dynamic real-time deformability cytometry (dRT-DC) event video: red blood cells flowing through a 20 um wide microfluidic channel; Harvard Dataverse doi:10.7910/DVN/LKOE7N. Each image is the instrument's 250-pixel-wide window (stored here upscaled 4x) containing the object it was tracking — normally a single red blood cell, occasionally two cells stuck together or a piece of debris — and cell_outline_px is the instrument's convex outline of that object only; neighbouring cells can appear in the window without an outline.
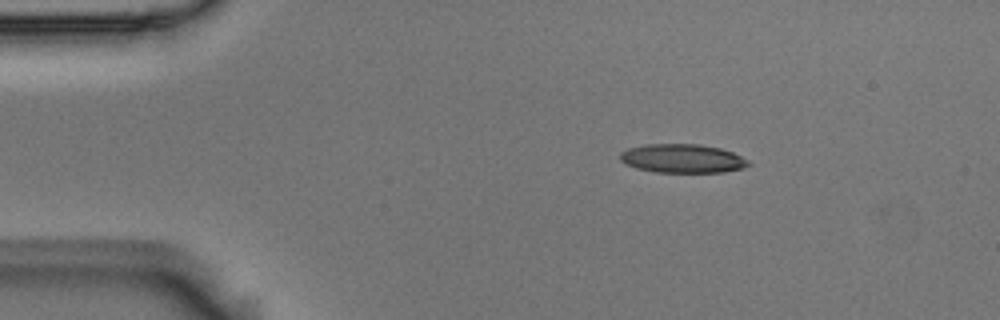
{"species": "Egyptian fruit bat (a non-hibernating species)", "species_latin": "Rousettus aegyptiacus", "temperature_condition": "room temperature", "stored_images_in_passage": 46, "camera_frame_rate_fps": 3000, "um_per_image_px": 0.085, "animal": {"sex": "male"}, "frame": {"image": 1, "passage_image": 1, "time_ms": 0.0, "image_size_px": [1000, 320], "cell_outline_px": [[752, 164], [744, 168], [724, 172], [656, 172], [636, 168], [620, 160], [620, 152], [628, 148], [644, 144], [700, 144], [720, 148], [732, 152], [748, 160]], "centroid_in_image_um": [58.02, 13.47], "position_along_channel_um": 27.0, "area_um2": 21.56}}
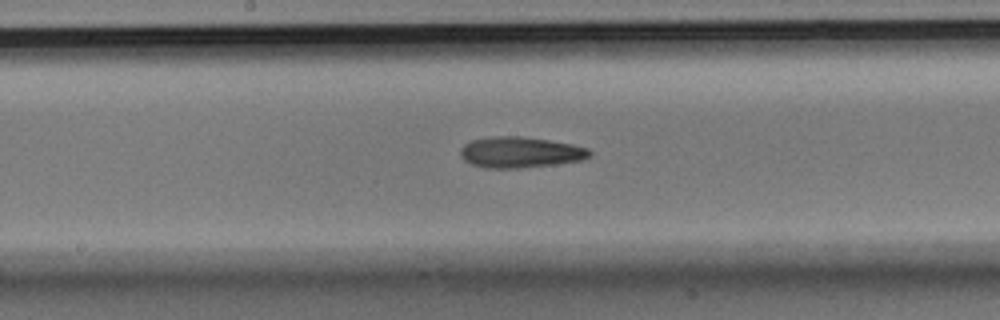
{"frame": {"image": 2, "passage_image": 20, "time_ms": 6.333, "image_size_px": [1000, 320], "cell_outline_px": [[592, 156], [580, 160], [556, 164], [520, 168], [484, 168], [472, 164], [464, 160], [460, 156], [460, 148], [464, 144], [472, 140], [496, 136], [520, 136], [548, 140], [572, 144], [588, 148], [592, 152]], "centroid_in_image_um": [44.22, 12.95], "position_along_channel_um": 204.0, "area_um2": 23.29}}
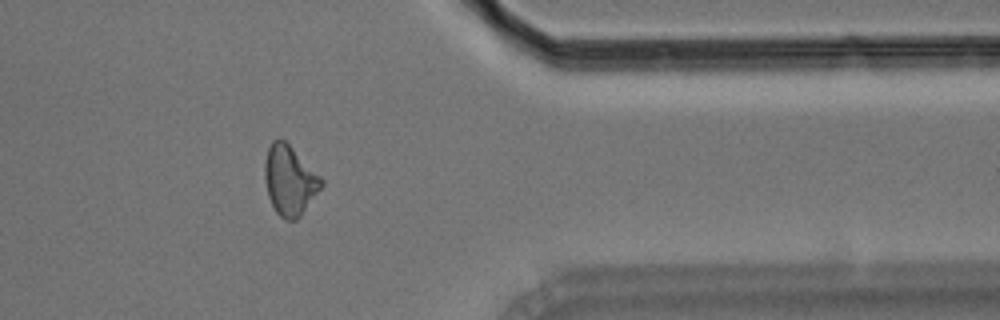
{"frame": {"image": 3, "passage_image": 36, "time_ms": 11.667, "image_size_px": [1000, 320], "cell_outline_px": [[324, 184], [300, 216], [296, 220], [288, 220], [280, 216], [276, 212], [268, 196], [264, 176], [264, 164], [268, 148], [272, 140], [284, 140], [324, 180]], "centroid_in_image_um": [24.61, 15.35], "position_along_channel_um": 386.8, "area_um2": 22.6}, "authors_computed_cell_mechanics": {"area_um2": 22.3108, "velocity_mm_per_s": 3.7243, "shape_relaxation_time_tau1_ms": 5.7426, "shape_relaxation_time_tau2_ms": 6.067, "deformation_change_tau1": 0.165, "deformation_change_tau2": 0.1791}}